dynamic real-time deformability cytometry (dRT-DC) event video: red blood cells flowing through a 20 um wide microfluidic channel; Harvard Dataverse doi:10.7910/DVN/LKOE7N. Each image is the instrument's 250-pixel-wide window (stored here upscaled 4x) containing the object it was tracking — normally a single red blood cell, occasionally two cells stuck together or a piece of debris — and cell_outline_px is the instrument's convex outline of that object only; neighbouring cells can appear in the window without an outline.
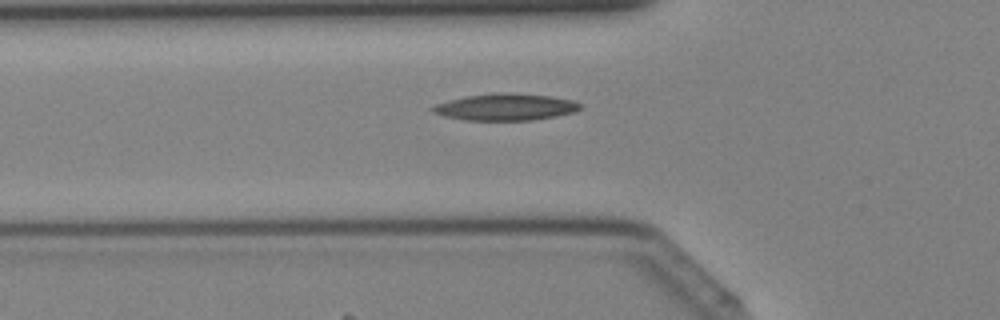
{"species": "Egyptian fruit bat (a non-hibernating species)", "species_latin": "Rousettus aegyptiacus", "temperature_condition": "cold", "stored_images_in_passage": 40, "camera_frame_rate_fps": 3000, "um_per_image_px": 0.085, "animal": {"sex": "female"}, "frame": {"image": 1, "passage_image": 14, "time_ms": 4.333, "image_size_px": [1000, 320], "cell_outline_px": [[580, 108], [572, 112], [556, 116], [532, 120], [464, 120], [444, 116], [432, 112], [428, 108], [436, 104], [448, 100], [468, 96], [496, 92], [512, 92], [548, 96], [572, 100], [580, 104]], "centroid_in_image_um": [42.91, 9.09], "position_along_channel_um": 82.9, "area_um2": 22.95}}
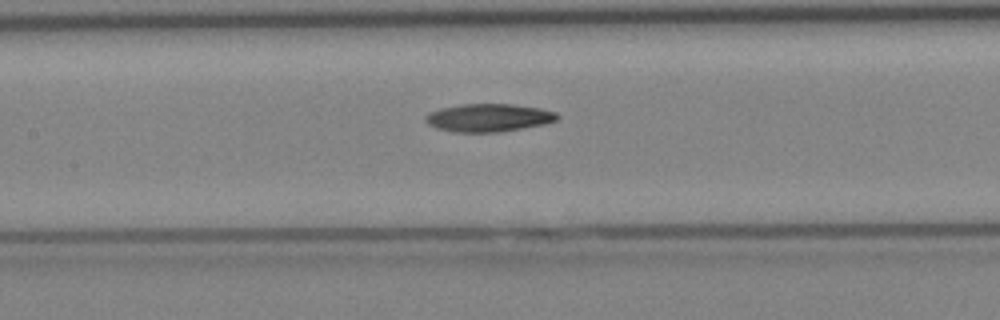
{"frame": {"image": 2, "passage_image": 19, "time_ms": 6.0, "image_size_px": [1000, 320], "cell_outline_px": [[560, 116], [556, 120], [544, 124], [500, 132], [452, 132], [436, 128], [428, 124], [424, 120], [424, 116], [428, 112], [440, 108], [460, 104], [512, 104], [540, 108], [556, 112]], "centroid_in_image_um": [41.49, 10.0], "position_along_channel_um": 165.9, "area_um2": 21.62}}
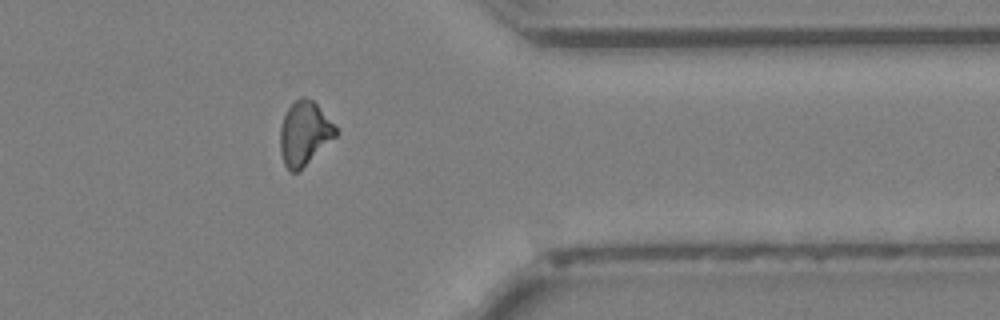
{"frame": {"image": 3, "passage_image": 33, "time_ms": 10.667, "image_size_px": [1000, 320], "cell_outline_px": [[340, 132], [336, 136], [296, 172], [288, 172], [284, 164], [280, 152], [280, 128], [284, 116], [288, 108], [300, 96], [304, 96], [312, 100], [316, 104]], "centroid_in_image_um": [25.85, 11.33], "position_along_channel_um": 385.6, "area_um2": 20.29}}